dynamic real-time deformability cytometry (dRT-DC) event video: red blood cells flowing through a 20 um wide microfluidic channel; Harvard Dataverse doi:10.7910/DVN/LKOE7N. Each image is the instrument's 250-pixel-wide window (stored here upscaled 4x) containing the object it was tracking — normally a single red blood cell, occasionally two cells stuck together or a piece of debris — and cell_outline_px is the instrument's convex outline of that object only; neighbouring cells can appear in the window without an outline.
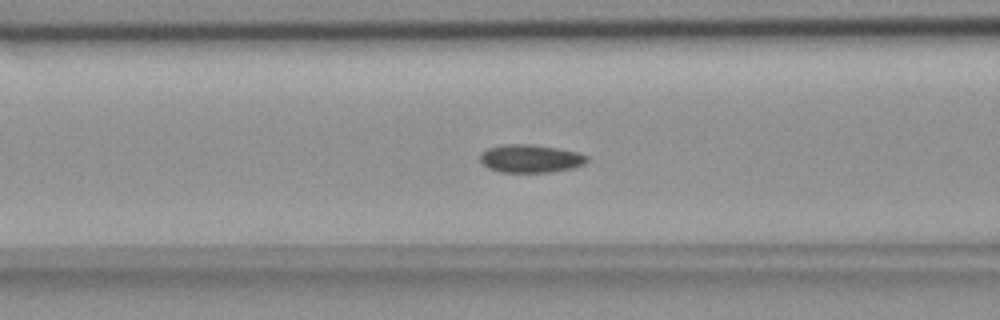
{"species": "common noctule bat (a hibernating species)", "species_latin": "Nyctalus noctula", "temperature_condition": "room temperature", "stored_images_in_passage": 56, "camera_frame_rate_fps": 3000, "um_per_image_px": 0.085, "animal": {"sex": "female", "body_mass_g": 18.4}, "frame": {"image": 1, "passage_image": 22, "time_ms": 7.0, "image_size_px": [1000, 320], "cell_outline_px": [[588, 160], [584, 164], [572, 168], [552, 172], [500, 172], [488, 168], [480, 160], [480, 152], [488, 148], [504, 144], [532, 144], [556, 148], [576, 152], [588, 156]], "centroid_in_image_um": [45.07, 13.48], "position_along_channel_um": 121.5, "area_um2": 17.46}}
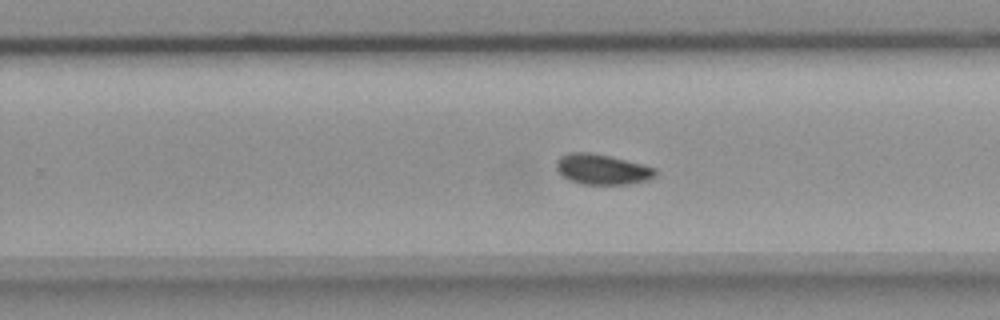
{"frame": {"image": 2, "passage_image": 35, "time_ms": 11.333, "image_size_px": [1000, 320], "cell_outline_px": [[656, 176], [648, 180], [628, 184], [584, 184], [568, 180], [556, 168], [556, 160], [560, 156], [568, 152], [592, 152], [612, 156], [656, 168]], "centroid_in_image_um": [51.18, 14.38], "position_along_channel_um": 278.6, "area_um2": 17.63}}
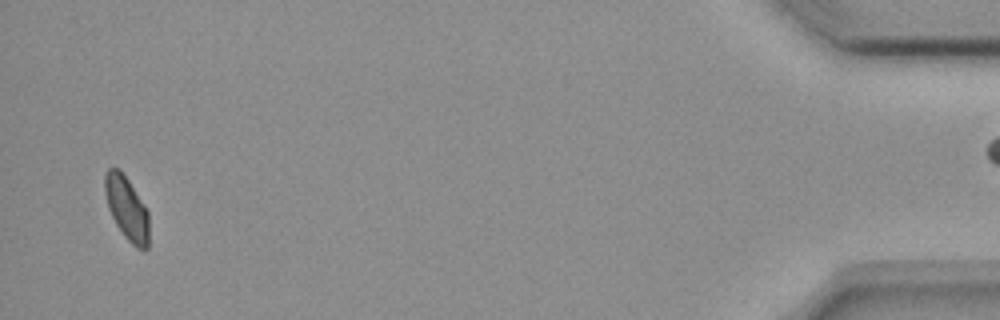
{"frame": {"image": 3, "passage_image": 54, "time_ms": 17.667, "image_size_px": [1000, 320], "cell_outline_px": [[148, 248], [144, 252], [136, 248], [124, 236], [116, 224], [108, 208], [104, 192], [104, 176], [108, 168], [120, 168], [128, 180], [148, 212]], "centroid_in_image_um": [10.76, 17.71], "position_along_channel_um": 424.4, "area_um2": 16.3}, "authors_computed_cell_mechanics": {"area_um2": 17.0799, "velocity_mm_per_s": 3.6334, "shape_relaxation_time_tau1_ms": null, "shape_relaxation_time_tau2_ms": 5.9348, "deformation_change_tau1": null, "deformation_change_tau2": 0.07}}